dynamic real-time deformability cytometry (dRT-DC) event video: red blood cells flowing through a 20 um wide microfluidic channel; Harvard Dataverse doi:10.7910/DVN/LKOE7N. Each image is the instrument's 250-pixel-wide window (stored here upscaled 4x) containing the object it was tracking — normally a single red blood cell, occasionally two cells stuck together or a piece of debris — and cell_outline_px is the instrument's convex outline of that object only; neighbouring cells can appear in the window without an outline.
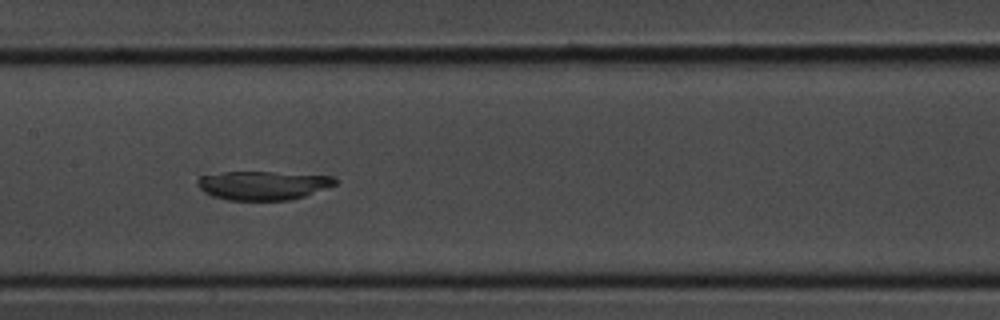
{"species": "common noctule bat (a hibernating species)", "species_latin": "Nyctalus noctula", "temperature_condition": "room temperature", "stored_images_in_passage": 37, "camera_frame_rate_fps": 3000, "um_per_image_px": 0.085, "animal": {"sex": "male", "body_mass_g": 20.1, "forearm_length_mm": 53.5}, "frame": {"image": 1, "passage_image": 18, "time_ms": 5.667, "image_size_px": [1000, 320], "cell_outline_px": [[340, 180], [336, 184], [304, 196], [288, 200], [228, 200], [212, 196], [204, 192], [200, 188], [196, 180], [200, 176], [224, 172], [272, 172], [336, 176]], "centroid_in_image_um": [22.38, 15.75], "position_along_channel_um": 185.0, "area_um2": 23.12}}
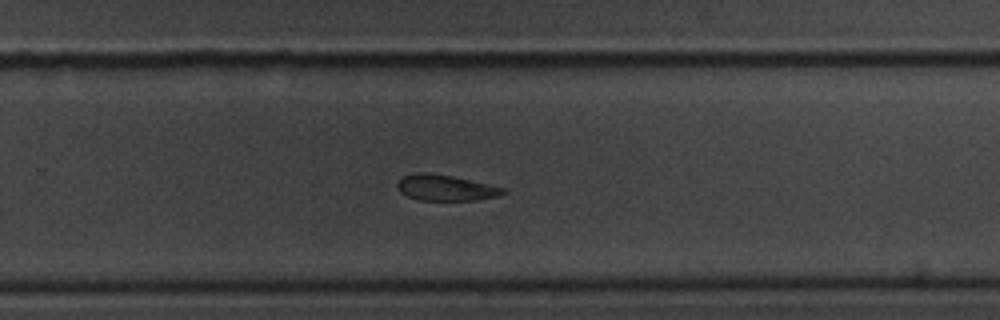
{"frame": {"image": 2, "passage_image": 24, "time_ms": 7.667, "image_size_px": [1000, 320], "cell_outline_px": [[508, 192], [496, 196], [476, 200], [420, 200], [408, 196], [400, 192], [396, 188], [396, 184], [404, 176], [416, 172], [428, 172], [452, 176], [488, 184], [504, 188]], "centroid_in_image_um": [37.85, 15.96], "position_along_channel_um": 292.0, "area_um2": 15.84}}
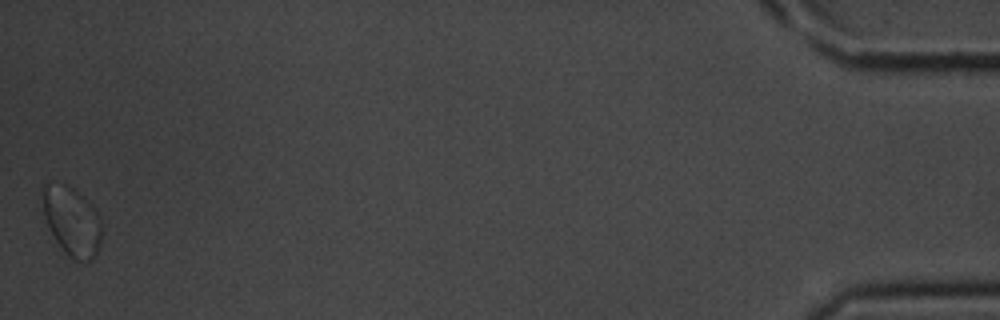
{"frame": {"image": 3, "passage_image": 37, "time_ms": 12.0, "image_size_px": [1000, 320], "cell_outline_px": [[100, 244], [92, 260], [72, 260], [64, 252], [48, 228], [44, 212], [44, 184], [64, 184], [72, 188], [100, 216]], "centroid_in_image_um": [6.11, 18.86], "position_along_channel_um": 429.1, "area_um2": 22.83}}